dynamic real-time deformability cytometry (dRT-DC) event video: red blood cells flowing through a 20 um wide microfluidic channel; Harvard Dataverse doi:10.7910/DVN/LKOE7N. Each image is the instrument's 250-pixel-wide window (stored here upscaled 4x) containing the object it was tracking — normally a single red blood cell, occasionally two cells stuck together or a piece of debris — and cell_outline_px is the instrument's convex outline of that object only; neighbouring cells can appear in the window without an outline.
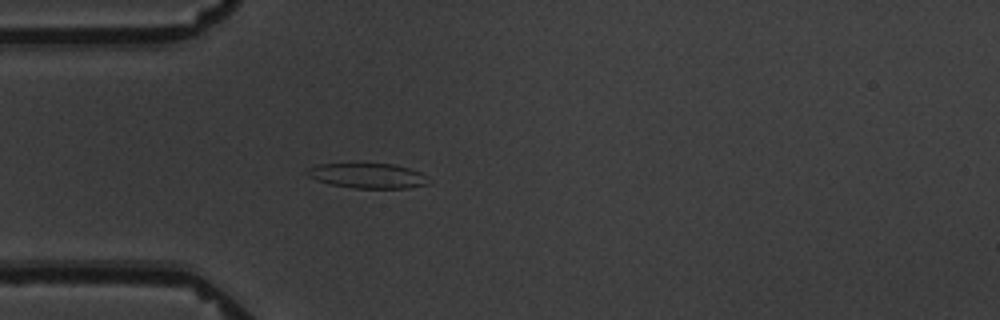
{"species": "common noctule bat (a hibernating species)", "species_latin": "Nyctalus noctula", "temperature_condition": "warm", "stored_images_in_passage": 1, "camera_frame_rate_fps": 3000, "um_per_image_px": 0.085, "animal": {"sex": "male", "body_mass_g": 19.5, "forearm_length_mm": 54.6}, "frame": {"image": 1, "passage_image": 1, "time_ms": 0.0, "image_size_px": [1000, 320], "cell_outline_px": [[428, 184], [408, 188], [352, 188], [328, 184], [316, 180], [308, 176], [304, 172], [308, 168], [316, 164], [396, 164], [420, 172]], "centroid_in_image_um": [31.16, 14.94], "position_along_channel_um": 53.8, "area_um2": 17.57}}